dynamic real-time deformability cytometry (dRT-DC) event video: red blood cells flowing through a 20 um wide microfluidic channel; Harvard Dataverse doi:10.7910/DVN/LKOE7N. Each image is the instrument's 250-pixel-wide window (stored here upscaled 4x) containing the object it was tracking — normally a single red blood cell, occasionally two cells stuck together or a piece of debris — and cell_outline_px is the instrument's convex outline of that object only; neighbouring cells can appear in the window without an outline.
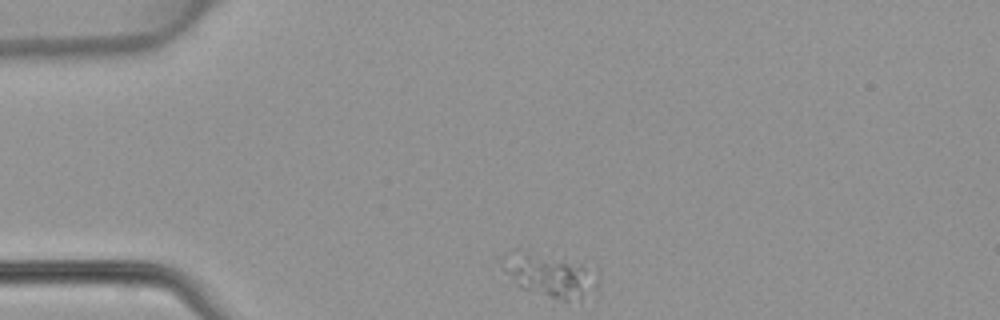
{"species": "common noctule bat (a hibernating species)", "species_latin": "Nyctalus noctula", "temperature_condition": "warm", "stored_images_in_passage": 30, "camera_frame_rate_fps": 3000, "um_per_image_px": 0.085, "animal": {"sex": "female", "body_mass_g": 22.7, "forearm_length_mm": 54.2}, "frame": {"image": 1, "passage_image": 1, "time_ms": 0.0, "image_size_px": [1000, 320], "cell_outline_px": [[600, 288], [596, 296], [580, 300], [564, 300], [520, 288], [500, 268], [496, 260], [504, 252], [516, 248], [520, 248], [584, 264], [596, 268], [600, 272]], "centroid_in_image_um": [46.77, 23.36], "position_along_channel_um": 38.2, "area_um2": 25.95}}
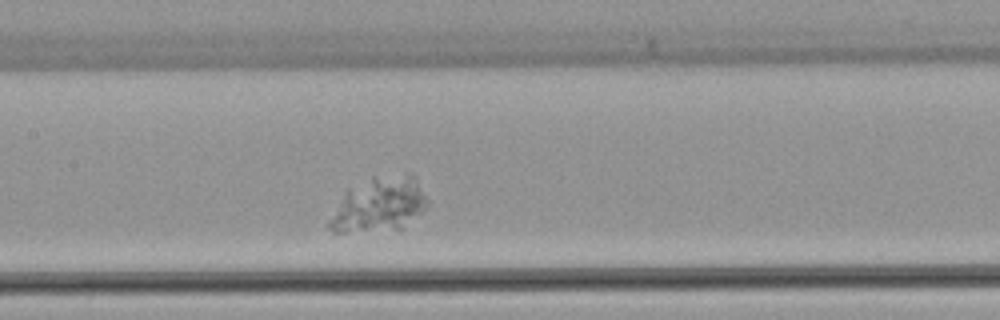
{"frame": {"image": 2, "passage_image": 14, "time_ms": 4.333, "image_size_px": [1000, 320], "cell_outline_px": [[428, 208], [400, 228], [344, 232], [332, 232], [328, 228], [328, 224], [348, 188], [372, 176], [404, 172], [408, 172], [416, 176], [428, 200]], "centroid_in_image_um": [32.29, 17.33], "position_along_channel_um": 175.1, "area_um2": 31.04}}
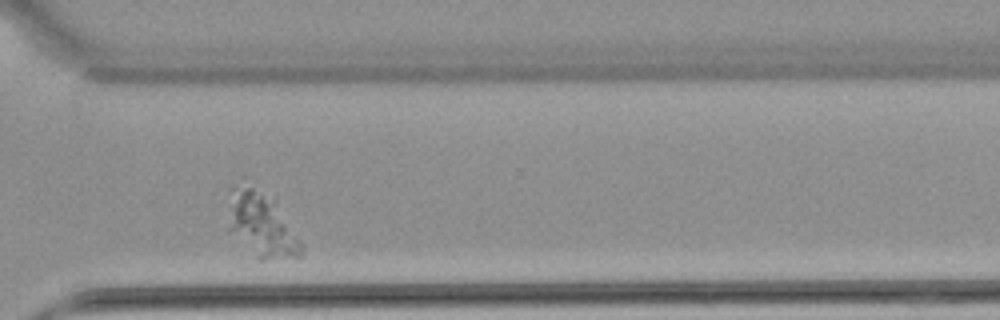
{"frame": {"image": 3, "passage_image": 27, "time_ms": 8.667, "image_size_px": [1000, 320], "cell_outline_px": [[304, 256], [260, 260], [256, 260], [228, 232], [228, 228], [232, 188], [244, 176], [272, 204], [304, 248]], "centroid_in_image_um": [22.11, 19.14], "position_along_channel_um": 348.5, "area_um2": 26.82}}